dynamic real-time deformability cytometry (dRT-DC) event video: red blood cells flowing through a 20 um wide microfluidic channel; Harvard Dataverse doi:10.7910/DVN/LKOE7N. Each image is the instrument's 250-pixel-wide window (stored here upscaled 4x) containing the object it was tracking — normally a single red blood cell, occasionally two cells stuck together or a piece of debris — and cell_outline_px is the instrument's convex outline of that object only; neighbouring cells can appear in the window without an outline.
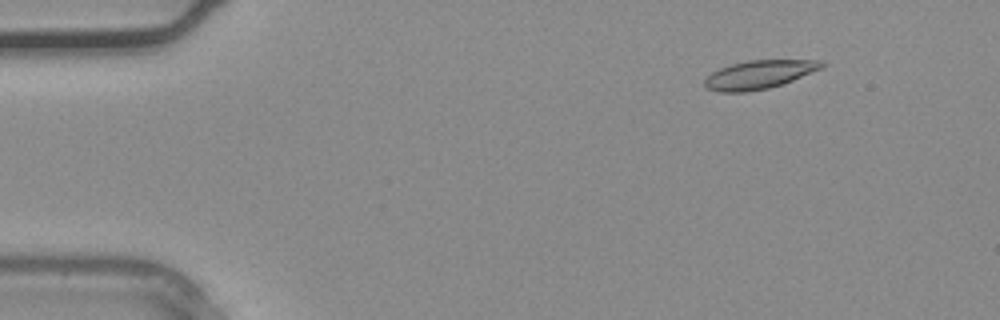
{"species": "common noctule bat (a hibernating species)", "species_latin": "Nyctalus noctula", "temperature_condition": "warm", "stored_images_in_passage": 37, "camera_frame_rate_fps": 3000, "um_per_image_px": 0.085, "animal": {"sex": "male", "body_mass_g": 20.4}, "frame": {"image": 1, "passage_image": 5, "time_ms": 1.333, "image_size_px": [1000, 320], "cell_outline_px": [[828, 64], [824, 68], [792, 80], [768, 88], [744, 92], [720, 92], [704, 88], [704, 80], [712, 72], [720, 68], [732, 64], [748, 60], [820, 60]], "centroid_in_image_um": [64.54, 6.33], "position_along_channel_um": 20.5, "area_um2": 19.42}}
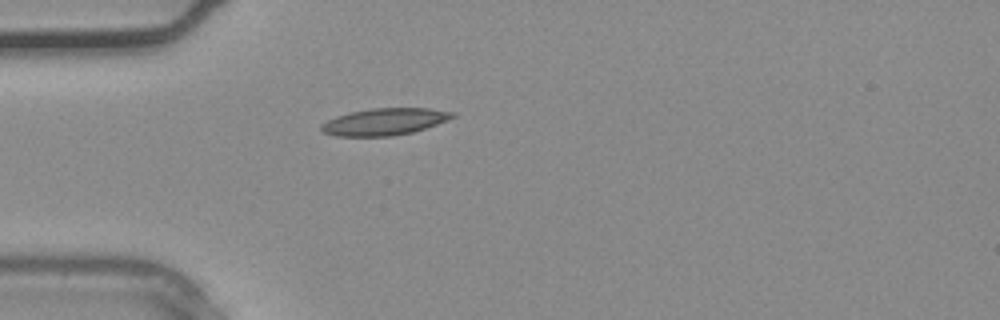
{"frame": {"image": 2, "passage_image": 11, "time_ms": 3.333, "image_size_px": [1000, 320], "cell_outline_px": [[456, 116], [448, 120], [412, 132], [392, 136], [336, 136], [320, 132], [320, 124], [336, 116], [352, 112], [372, 108], [428, 108], [456, 112]], "centroid_in_image_um": [32.67, 10.34], "position_along_channel_um": 52.3, "area_um2": 20.58}}
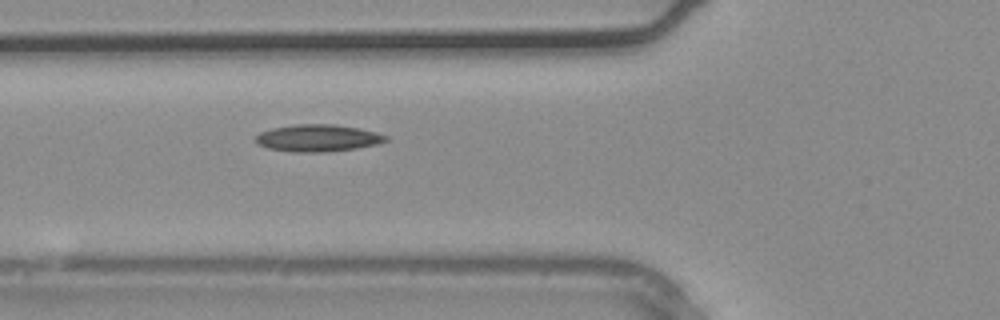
{"frame": {"image": 3, "passage_image": 14, "time_ms": 4.333, "image_size_px": [1000, 320], "cell_outline_px": [[388, 140], [380, 144], [356, 148], [324, 152], [292, 152], [268, 148], [256, 144], [252, 140], [260, 132], [272, 128], [292, 124], [336, 124], [360, 128], [376, 132], [388, 136]], "centroid_in_image_um": [27.0, 11.73], "position_along_channel_um": 98.8, "area_um2": 20.87}}